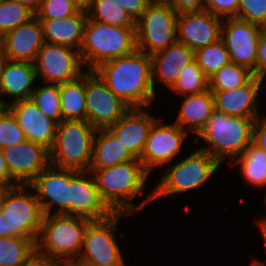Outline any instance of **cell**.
Instances as JSON below:
<instances>
[{
  "label": "cell",
  "mask_w": 266,
  "mask_h": 266,
  "mask_svg": "<svg viewBox=\"0 0 266 266\" xmlns=\"http://www.w3.org/2000/svg\"><path fill=\"white\" fill-rule=\"evenodd\" d=\"M94 71L130 108L150 109L152 106L155 90L150 55L136 49L129 55L100 64Z\"/></svg>",
  "instance_id": "obj_1"
},
{
  "label": "cell",
  "mask_w": 266,
  "mask_h": 266,
  "mask_svg": "<svg viewBox=\"0 0 266 266\" xmlns=\"http://www.w3.org/2000/svg\"><path fill=\"white\" fill-rule=\"evenodd\" d=\"M88 171L94 177L101 198L114 213H137L153 201V191H151L140 205L136 206L130 202L135 196L142 194L150 174L139 158L112 167Z\"/></svg>",
  "instance_id": "obj_2"
},
{
  "label": "cell",
  "mask_w": 266,
  "mask_h": 266,
  "mask_svg": "<svg viewBox=\"0 0 266 266\" xmlns=\"http://www.w3.org/2000/svg\"><path fill=\"white\" fill-rule=\"evenodd\" d=\"M256 119L229 116L215 110L195 138V143H198L199 137L204 139L209 145L199 149L209 153L220 164L225 158L233 163L252 142V128Z\"/></svg>",
  "instance_id": "obj_3"
},
{
  "label": "cell",
  "mask_w": 266,
  "mask_h": 266,
  "mask_svg": "<svg viewBox=\"0 0 266 266\" xmlns=\"http://www.w3.org/2000/svg\"><path fill=\"white\" fill-rule=\"evenodd\" d=\"M135 30L136 27L111 26L88 18L79 50L83 66L94 70L106 61L133 53L137 49Z\"/></svg>",
  "instance_id": "obj_4"
},
{
  "label": "cell",
  "mask_w": 266,
  "mask_h": 266,
  "mask_svg": "<svg viewBox=\"0 0 266 266\" xmlns=\"http://www.w3.org/2000/svg\"><path fill=\"white\" fill-rule=\"evenodd\" d=\"M92 220L73 215H44L36 251L59 261L77 260L83 247L84 233Z\"/></svg>",
  "instance_id": "obj_5"
},
{
  "label": "cell",
  "mask_w": 266,
  "mask_h": 266,
  "mask_svg": "<svg viewBox=\"0 0 266 266\" xmlns=\"http://www.w3.org/2000/svg\"><path fill=\"white\" fill-rule=\"evenodd\" d=\"M96 130L87 120H61L50 151V164L75 171H88Z\"/></svg>",
  "instance_id": "obj_6"
},
{
  "label": "cell",
  "mask_w": 266,
  "mask_h": 266,
  "mask_svg": "<svg viewBox=\"0 0 266 266\" xmlns=\"http://www.w3.org/2000/svg\"><path fill=\"white\" fill-rule=\"evenodd\" d=\"M220 163L204 150L197 149L164 172L155 186L153 200L167 195L198 189L219 170Z\"/></svg>",
  "instance_id": "obj_7"
},
{
  "label": "cell",
  "mask_w": 266,
  "mask_h": 266,
  "mask_svg": "<svg viewBox=\"0 0 266 266\" xmlns=\"http://www.w3.org/2000/svg\"><path fill=\"white\" fill-rule=\"evenodd\" d=\"M177 15L167 0H152L136 21L137 50L152 55L174 44Z\"/></svg>",
  "instance_id": "obj_8"
},
{
  "label": "cell",
  "mask_w": 266,
  "mask_h": 266,
  "mask_svg": "<svg viewBox=\"0 0 266 266\" xmlns=\"http://www.w3.org/2000/svg\"><path fill=\"white\" fill-rule=\"evenodd\" d=\"M26 188L28 185L12 186L4 197L6 237H25L36 242L44 213L35 193H26Z\"/></svg>",
  "instance_id": "obj_9"
},
{
  "label": "cell",
  "mask_w": 266,
  "mask_h": 266,
  "mask_svg": "<svg viewBox=\"0 0 266 266\" xmlns=\"http://www.w3.org/2000/svg\"><path fill=\"white\" fill-rule=\"evenodd\" d=\"M126 213H113L102 220H92L84 233L83 247L78 261L88 266H112L122 259L116 238L120 217Z\"/></svg>",
  "instance_id": "obj_10"
},
{
  "label": "cell",
  "mask_w": 266,
  "mask_h": 266,
  "mask_svg": "<svg viewBox=\"0 0 266 266\" xmlns=\"http://www.w3.org/2000/svg\"><path fill=\"white\" fill-rule=\"evenodd\" d=\"M85 97L86 120L95 129L108 128L130 109L94 70L85 72Z\"/></svg>",
  "instance_id": "obj_11"
},
{
  "label": "cell",
  "mask_w": 266,
  "mask_h": 266,
  "mask_svg": "<svg viewBox=\"0 0 266 266\" xmlns=\"http://www.w3.org/2000/svg\"><path fill=\"white\" fill-rule=\"evenodd\" d=\"M34 65L36 76L45 83H66L84 73L79 50L59 44L44 43Z\"/></svg>",
  "instance_id": "obj_12"
},
{
  "label": "cell",
  "mask_w": 266,
  "mask_h": 266,
  "mask_svg": "<svg viewBox=\"0 0 266 266\" xmlns=\"http://www.w3.org/2000/svg\"><path fill=\"white\" fill-rule=\"evenodd\" d=\"M263 27L237 17L223 18L221 37L229 53L230 62L253 72L256 67L257 47Z\"/></svg>",
  "instance_id": "obj_13"
},
{
  "label": "cell",
  "mask_w": 266,
  "mask_h": 266,
  "mask_svg": "<svg viewBox=\"0 0 266 266\" xmlns=\"http://www.w3.org/2000/svg\"><path fill=\"white\" fill-rule=\"evenodd\" d=\"M40 202L44 215L58 206L54 214L70 215V169L49 164L29 184Z\"/></svg>",
  "instance_id": "obj_14"
},
{
  "label": "cell",
  "mask_w": 266,
  "mask_h": 266,
  "mask_svg": "<svg viewBox=\"0 0 266 266\" xmlns=\"http://www.w3.org/2000/svg\"><path fill=\"white\" fill-rule=\"evenodd\" d=\"M175 122L164 124L161 118L152 125L146 139L144 150L139 158L143 167L150 173L153 168L169 163L180 153L186 135Z\"/></svg>",
  "instance_id": "obj_15"
},
{
  "label": "cell",
  "mask_w": 266,
  "mask_h": 266,
  "mask_svg": "<svg viewBox=\"0 0 266 266\" xmlns=\"http://www.w3.org/2000/svg\"><path fill=\"white\" fill-rule=\"evenodd\" d=\"M2 152L12 176V186L28 185L50 164L49 149L29 140L6 147Z\"/></svg>",
  "instance_id": "obj_16"
},
{
  "label": "cell",
  "mask_w": 266,
  "mask_h": 266,
  "mask_svg": "<svg viewBox=\"0 0 266 266\" xmlns=\"http://www.w3.org/2000/svg\"><path fill=\"white\" fill-rule=\"evenodd\" d=\"M113 213L101 198L92 173L70 169V215L102 220Z\"/></svg>",
  "instance_id": "obj_17"
},
{
  "label": "cell",
  "mask_w": 266,
  "mask_h": 266,
  "mask_svg": "<svg viewBox=\"0 0 266 266\" xmlns=\"http://www.w3.org/2000/svg\"><path fill=\"white\" fill-rule=\"evenodd\" d=\"M223 18L207 10L177 15V42L193 51L220 40Z\"/></svg>",
  "instance_id": "obj_18"
},
{
  "label": "cell",
  "mask_w": 266,
  "mask_h": 266,
  "mask_svg": "<svg viewBox=\"0 0 266 266\" xmlns=\"http://www.w3.org/2000/svg\"><path fill=\"white\" fill-rule=\"evenodd\" d=\"M7 109L13 114L27 140L53 147L57 122L44 115L31 98L10 102Z\"/></svg>",
  "instance_id": "obj_19"
},
{
  "label": "cell",
  "mask_w": 266,
  "mask_h": 266,
  "mask_svg": "<svg viewBox=\"0 0 266 266\" xmlns=\"http://www.w3.org/2000/svg\"><path fill=\"white\" fill-rule=\"evenodd\" d=\"M44 43L42 24L36 16L7 32L0 40L9 60L30 63L35 62Z\"/></svg>",
  "instance_id": "obj_20"
},
{
  "label": "cell",
  "mask_w": 266,
  "mask_h": 266,
  "mask_svg": "<svg viewBox=\"0 0 266 266\" xmlns=\"http://www.w3.org/2000/svg\"><path fill=\"white\" fill-rule=\"evenodd\" d=\"M264 81L253 77L242 87L234 90H211L215 110L229 116L258 118V95Z\"/></svg>",
  "instance_id": "obj_21"
},
{
  "label": "cell",
  "mask_w": 266,
  "mask_h": 266,
  "mask_svg": "<svg viewBox=\"0 0 266 266\" xmlns=\"http://www.w3.org/2000/svg\"><path fill=\"white\" fill-rule=\"evenodd\" d=\"M145 110L130 108L115 124L108 127L136 158L141 157L149 131L158 119Z\"/></svg>",
  "instance_id": "obj_22"
},
{
  "label": "cell",
  "mask_w": 266,
  "mask_h": 266,
  "mask_svg": "<svg viewBox=\"0 0 266 266\" xmlns=\"http://www.w3.org/2000/svg\"><path fill=\"white\" fill-rule=\"evenodd\" d=\"M150 57L154 90V77L170 89L176 82L181 69L194 59V51L176 41L167 48L153 53Z\"/></svg>",
  "instance_id": "obj_23"
},
{
  "label": "cell",
  "mask_w": 266,
  "mask_h": 266,
  "mask_svg": "<svg viewBox=\"0 0 266 266\" xmlns=\"http://www.w3.org/2000/svg\"><path fill=\"white\" fill-rule=\"evenodd\" d=\"M87 19V12L84 11H78L72 16L61 19H39L45 43L59 44L80 50Z\"/></svg>",
  "instance_id": "obj_24"
},
{
  "label": "cell",
  "mask_w": 266,
  "mask_h": 266,
  "mask_svg": "<svg viewBox=\"0 0 266 266\" xmlns=\"http://www.w3.org/2000/svg\"><path fill=\"white\" fill-rule=\"evenodd\" d=\"M177 115L176 124L183 130L198 135L215 111L214 98L210 89L196 94L184 95Z\"/></svg>",
  "instance_id": "obj_25"
},
{
  "label": "cell",
  "mask_w": 266,
  "mask_h": 266,
  "mask_svg": "<svg viewBox=\"0 0 266 266\" xmlns=\"http://www.w3.org/2000/svg\"><path fill=\"white\" fill-rule=\"evenodd\" d=\"M36 78L34 63L8 60L0 79V96H12V102L30 98Z\"/></svg>",
  "instance_id": "obj_26"
},
{
  "label": "cell",
  "mask_w": 266,
  "mask_h": 266,
  "mask_svg": "<svg viewBox=\"0 0 266 266\" xmlns=\"http://www.w3.org/2000/svg\"><path fill=\"white\" fill-rule=\"evenodd\" d=\"M136 157L108 128L96 130L89 169H104Z\"/></svg>",
  "instance_id": "obj_27"
},
{
  "label": "cell",
  "mask_w": 266,
  "mask_h": 266,
  "mask_svg": "<svg viewBox=\"0 0 266 266\" xmlns=\"http://www.w3.org/2000/svg\"><path fill=\"white\" fill-rule=\"evenodd\" d=\"M62 120H86L85 72L60 84Z\"/></svg>",
  "instance_id": "obj_28"
},
{
  "label": "cell",
  "mask_w": 266,
  "mask_h": 266,
  "mask_svg": "<svg viewBox=\"0 0 266 266\" xmlns=\"http://www.w3.org/2000/svg\"><path fill=\"white\" fill-rule=\"evenodd\" d=\"M234 163L240 164L243 178L254 187L266 186V151L252 142L245 151L235 158Z\"/></svg>",
  "instance_id": "obj_29"
},
{
  "label": "cell",
  "mask_w": 266,
  "mask_h": 266,
  "mask_svg": "<svg viewBox=\"0 0 266 266\" xmlns=\"http://www.w3.org/2000/svg\"><path fill=\"white\" fill-rule=\"evenodd\" d=\"M87 17L111 26L136 27V21L116 0H93Z\"/></svg>",
  "instance_id": "obj_30"
},
{
  "label": "cell",
  "mask_w": 266,
  "mask_h": 266,
  "mask_svg": "<svg viewBox=\"0 0 266 266\" xmlns=\"http://www.w3.org/2000/svg\"><path fill=\"white\" fill-rule=\"evenodd\" d=\"M36 251L33 239L25 237H0V266H23Z\"/></svg>",
  "instance_id": "obj_31"
},
{
  "label": "cell",
  "mask_w": 266,
  "mask_h": 266,
  "mask_svg": "<svg viewBox=\"0 0 266 266\" xmlns=\"http://www.w3.org/2000/svg\"><path fill=\"white\" fill-rule=\"evenodd\" d=\"M209 89V78L198 66L195 59L180 71L174 85L170 88L180 96L201 93Z\"/></svg>",
  "instance_id": "obj_32"
},
{
  "label": "cell",
  "mask_w": 266,
  "mask_h": 266,
  "mask_svg": "<svg viewBox=\"0 0 266 266\" xmlns=\"http://www.w3.org/2000/svg\"><path fill=\"white\" fill-rule=\"evenodd\" d=\"M254 77L249 69L229 62L209 78L210 90H234Z\"/></svg>",
  "instance_id": "obj_33"
},
{
  "label": "cell",
  "mask_w": 266,
  "mask_h": 266,
  "mask_svg": "<svg viewBox=\"0 0 266 266\" xmlns=\"http://www.w3.org/2000/svg\"><path fill=\"white\" fill-rule=\"evenodd\" d=\"M194 59L208 78L230 62L229 53L221 39L195 50Z\"/></svg>",
  "instance_id": "obj_34"
},
{
  "label": "cell",
  "mask_w": 266,
  "mask_h": 266,
  "mask_svg": "<svg viewBox=\"0 0 266 266\" xmlns=\"http://www.w3.org/2000/svg\"><path fill=\"white\" fill-rule=\"evenodd\" d=\"M45 84L35 87L30 98L44 115L59 123L62 120L60 84Z\"/></svg>",
  "instance_id": "obj_35"
},
{
  "label": "cell",
  "mask_w": 266,
  "mask_h": 266,
  "mask_svg": "<svg viewBox=\"0 0 266 266\" xmlns=\"http://www.w3.org/2000/svg\"><path fill=\"white\" fill-rule=\"evenodd\" d=\"M35 13L14 0H0V37L28 22Z\"/></svg>",
  "instance_id": "obj_36"
},
{
  "label": "cell",
  "mask_w": 266,
  "mask_h": 266,
  "mask_svg": "<svg viewBox=\"0 0 266 266\" xmlns=\"http://www.w3.org/2000/svg\"><path fill=\"white\" fill-rule=\"evenodd\" d=\"M27 140L13 114L6 108L0 114V148L21 143Z\"/></svg>",
  "instance_id": "obj_37"
},
{
  "label": "cell",
  "mask_w": 266,
  "mask_h": 266,
  "mask_svg": "<svg viewBox=\"0 0 266 266\" xmlns=\"http://www.w3.org/2000/svg\"><path fill=\"white\" fill-rule=\"evenodd\" d=\"M78 11L71 0H43L35 16L38 19H61L72 16Z\"/></svg>",
  "instance_id": "obj_38"
},
{
  "label": "cell",
  "mask_w": 266,
  "mask_h": 266,
  "mask_svg": "<svg viewBox=\"0 0 266 266\" xmlns=\"http://www.w3.org/2000/svg\"><path fill=\"white\" fill-rule=\"evenodd\" d=\"M237 18L259 25H266V0H239Z\"/></svg>",
  "instance_id": "obj_39"
},
{
  "label": "cell",
  "mask_w": 266,
  "mask_h": 266,
  "mask_svg": "<svg viewBox=\"0 0 266 266\" xmlns=\"http://www.w3.org/2000/svg\"><path fill=\"white\" fill-rule=\"evenodd\" d=\"M239 0H204V10L221 18L237 17Z\"/></svg>",
  "instance_id": "obj_40"
},
{
  "label": "cell",
  "mask_w": 266,
  "mask_h": 266,
  "mask_svg": "<svg viewBox=\"0 0 266 266\" xmlns=\"http://www.w3.org/2000/svg\"><path fill=\"white\" fill-rule=\"evenodd\" d=\"M254 76L264 81L266 79V30L263 28L257 47V60Z\"/></svg>",
  "instance_id": "obj_41"
},
{
  "label": "cell",
  "mask_w": 266,
  "mask_h": 266,
  "mask_svg": "<svg viewBox=\"0 0 266 266\" xmlns=\"http://www.w3.org/2000/svg\"><path fill=\"white\" fill-rule=\"evenodd\" d=\"M177 14L204 10V0H167Z\"/></svg>",
  "instance_id": "obj_42"
},
{
  "label": "cell",
  "mask_w": 266,
  "mask_h": 266,
  "mask_svg": "<svg viewBox=\"0 0 266 266\" xmlns=\"http://www.w3.org/2000/svg\"><path fill=\"white\" fill-rule=\"evenodd\" d=\"M152 0H116L137 21Z\"/></svg>",
  "instance_id": "obj_43"
},
{
  "label": "cell",
  "mask_w": 266,
  "mask_h": 266,
  "mask_svg": "<svg viewBox=\"0 0 266 266\" xmlns=\"http://www.w3.org/2000/svg\"><path fill=\"white\" fill-rule=\"evenodd\" d=\"M252 143L266 151V117L260 116L254 121L252 128Z\"/></svg>",
  "instance_id": "obj_44"
},
{
  "label": "cell",
  "mask_w": 266,
  "mask_h": 266,
  "mask_svg": "<svg viewBox=\"0 0 266 266\" xmlns=\"http://www.w3.org/2000/svg\"><path fill=\"white\" fill-rule=\"evenodd\" d=\"M60 261L48 256L42 255L37 251L26 260L23 266H59Z\"/></svg>",
  "instance_id": "obj_45"
},
{
  "label": "cell",
  "mask_w": 266,
  "mask_h": 266,
  "mask_svg": "<svg viewBox=\"0 0 266 266\" xmlns=\"http://www.w3.org/2000/svg\"><path fill=\"white\" fill-rule=\"evenodd\" d=\"M0 184L12 186V176L10 175L2 149L0 148Z\"/></svg>",
  "instance_id": "obj_46"
},
{
  "label": "cell",
  "mask_w": 266,
  "mask_h": 266,
  "mask_svg": "<svg viewBox=\"0 0 266 266\" xmlns=\"http://www.w3.org/2000/svg\"><path fill=\"white\" fill-rule=\"evenodd\" d=\"M27 6L30 10L36 13L42 5L43 0H14Z\"/></svg>",
  "instance_id": "obj_47"
},
{
  "label": "cell",
  "mask_w": 266,
  "mask_h": 266,
  "mask_svg": "<svg viewBox=\"0 0 266 266\" xmlns=\"http://www.w3.org/2000/svg\"><path fill=\"white\" fill-rule=\"evenodd\" d=\"M73 5L79 10L87 12L93 0H71Z\"/></svg>",
  "instance_id": "obj_48"
},
{
  "label": "cell",
  "mask_w": 266,
  "mask_h": 266,
  "mask_svg": "<svg viewBox=\"0 0 266 266\" xmlns=\"http://www.w3.org/2000/svg\"><path fill=\"white\" fill-rule=\"evenodd\" d=\"M8 60L9 59L7 55L5 54L3 48L0 46V79Z\"/></svg>",
  "instance_id": "obj_49"
},
{
  "label": "cell",
  "mask_w": 266,
  "mask_h": 266,
  "mask_svg": "<svg viewBox=\"0 0 266 266\" xmlns=\"http://www.w3.org/2000/svg\"><path fill=\"white\" fill-rule=\"evenodd\" d=\"M11 187L12 186L0 184V211H2L4 197Z\"/></svg>",
  "instance_id": "obj_50"
},
{
  "label": "cell",
  "mask_w": 266,
  "mask_h": 266,
  "mask_svg": "<svg viewBox=\"0 0 266 266\" xmlns=\"http://www.w3.org/2000/svg\"><path fill=\"white\" fill-rule=\"evenodd\" d=\"M5 219L4 213L0 211V237H6Z\"/></svg>",
  "instance_id": "obj_51"
},
{
  "label": "cell",
  "mask_w": 266,
  "mask_h": 266,
  "mask_svg": "<svg viewBox=\"0 0 266 266\" xmlns=\"http://www.w3.org/2000/svg\"><path fill=\"white\" fill-rule=\"evenodd\" d=\"M59 266H88V265L83 264L79 262L78 260H64V261H60Z\"/></svg>",
  "instance_id": "obj_52"
},
{
  "label": "cell",
  "mask_w": 266,
  "mask_h": 266,
  "mask_svg": "<svg viewBox=\"0 0 266 266\" xmlns=\"http://www.w3.org/2000/svg\"><path fill=\"white\" fill-rule=\"evenodd\" d=\"M257 223L260 225L262 236L266 245V217L260 219ZM265 253H266V247H265Z\"/></svg>",
  "instance_id": "obj_53"
},
{
  "label": "cell",
  "mask_w": 266,
  "mask_h": 266,
  "mask_svg": "<svg viewBox=\"0 0 266 266\" xmlns=\"http://www.w3.org/2000/svg\"><path fill=\"white\" fill-rule=\"evenodd\" d=\"M9 102H4L2 99H0V114L7 108V105Z\"/></svg>",
  "instance_id": "obj_54"
},
{
  "label": "cell",
  "mask_w": 266,
  "mask_h": 266,
  "mask_svg": "<svg viewBox=\"0 0 266 266\" xmlns=\"http://www.w3.org/2000/svg\"><path fill=\"white\" fill-rule=\"evenodd\" d=\"M251 266H265V265H264L263 262H259V261L255 260V261L253 262V264H251Z\"/></svg>",
  "instance_id": "obj_55"
},
{
  "label": "cell",
  "mask_w": 266,
  "mask_h": 266,
  "mask_svg": "<svg viewBox=\"0 0 266 266\" xmlns=\"http://www.w3.org/2000/svg\"><path fill=\"white\" fill-rule=\"evenodd\" d=\"M124 263H125V262H124V259H122L119 263L114 264V265H112V266H126Z\"/></svg>",
  "instance_id": "obj_56"
}]
</instances>
